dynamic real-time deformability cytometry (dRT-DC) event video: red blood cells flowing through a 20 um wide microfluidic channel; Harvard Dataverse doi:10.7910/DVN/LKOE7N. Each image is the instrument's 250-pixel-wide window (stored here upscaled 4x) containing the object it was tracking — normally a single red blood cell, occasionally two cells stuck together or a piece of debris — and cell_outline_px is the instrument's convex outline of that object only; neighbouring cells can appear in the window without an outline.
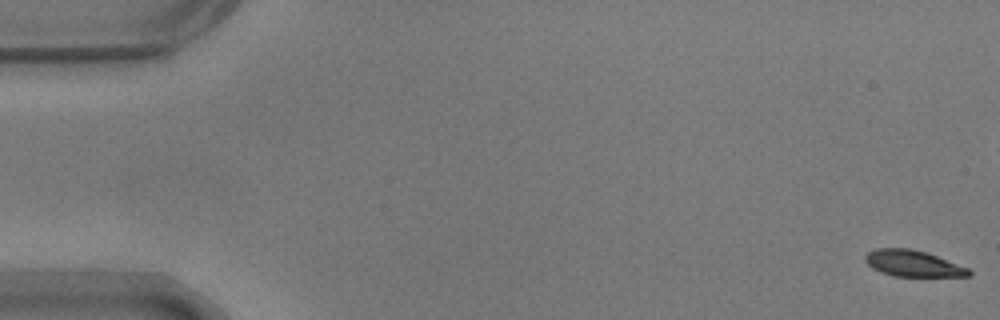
{"species": "common noctule bat (a hibernating species)", "species_latin": "Nyctalus noctula", "temperature_condition": "warm", "stored_images_in_passage": 56, "camera_frame_rate_fps": 3000, "um_per_image_px": 0.085, "animal": {"sex": "male", "body_mass_g": 17.9}, "frame": {"image": 1, "passage_image": 1, "time_ms": 0.0, "image_size_px": [1000, 320], "cell_outline_px": [[972, 276], [892, 276], [880, 272], [872, 268], [864, 260], [864, 256], [868, 252], [876, 248], [908, 248], [928, 252], [968, 268], [972, 272]], "centroid_in_image_um": [77.59, 22.39], "position_along_channel_um": 7.4, "area_um2": 15.95}}
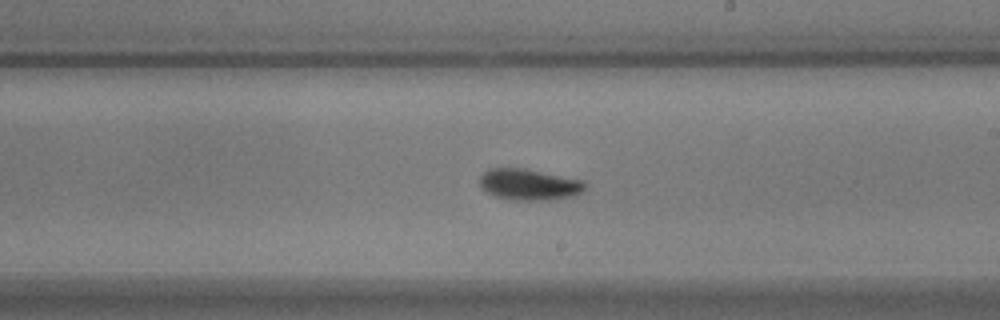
{"frame": {"image": 2, "passage_image": 32, "time_ms": 10.333, "image_size_px": [1000, 320], "cell_outline_px": [[588, 188], [584, 192], [572, 196], [548, 200], [516, 200], [496, 196], [480, 188], [480, 176], [484, 172], [492, 168], [524, 168], [584, 180], [588, 184]], "centroid_in_image_um": [45.04, 15.68], "position_along_channel_um": 244.0, "area_um2": 19.31}}
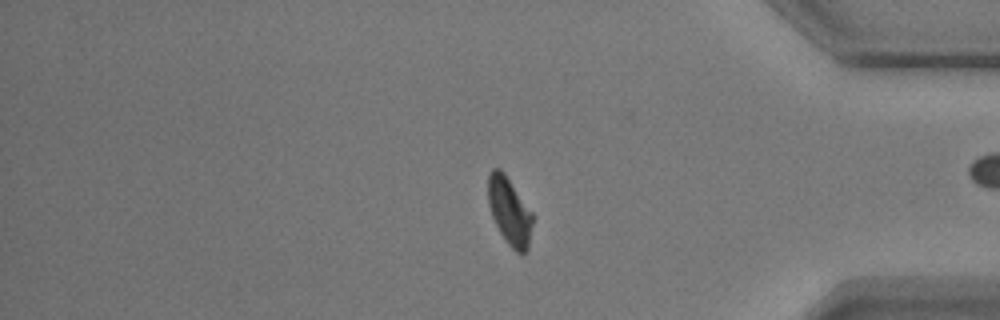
{"frame": {"image": 3, "passage_image": 46, "time_ms": 15.0, "image_size_px": [1000, 320], "cell_outline_px": [[532, 224], [528, 248], [524, 256], [516, 252], [508, 244], [500, 232], [492, 216], [488, 204], [488, 172], [492, 168], [500, 168], [504, 172], [532, 212]], "centroid_in_image_um": [43.29, 17.95], "position_along_channel_um": 391.9, "area_um2": 17.51}, "authors_computed_cell_mechanics": {"area_um2": 17.7157, "velocity_mm_per_s": 3.6758, "shape_relaxation_time_tau1_ms": 2.5553, "shape_relaxation_time_tau2_ms": 5.2888, "deformation_change_tau1": 0.1243, "deformation_change_tau2": 0.0611}}